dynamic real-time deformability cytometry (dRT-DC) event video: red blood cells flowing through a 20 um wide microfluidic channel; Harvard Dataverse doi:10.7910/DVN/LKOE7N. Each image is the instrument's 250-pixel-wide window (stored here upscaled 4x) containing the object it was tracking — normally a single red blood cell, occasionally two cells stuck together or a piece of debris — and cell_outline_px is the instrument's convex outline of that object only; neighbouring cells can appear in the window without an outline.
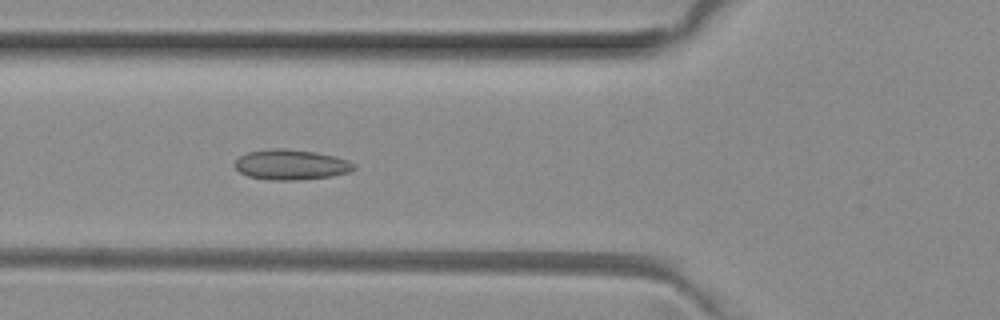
{"species": "common noctule bat (a hibernating species)", "species_latin": "Nyctalus noctula", "temperature_condition": "room temperature", "stored_images_in_passage": 6, "camera_frame_rate_fps": 3000, "um_per_image_px": 0.085, "animal": {"sex": "female", "body_mass_g": 29.2, "forearm_length_mm": 56.3}, "frame": {"image": 1, "passage_image": 5, "time_ms": 1.333, "image_size_px": [1000, 320], "cell_outline_px": [[356, 168], [348, 172], [332, 176], [300, 180], [268, 180], [248, 176], [240, 172], [236, 168], [236, 160], [240, 156], [248, 152], [272, 148], [284, 148], [316, 152], [348, 160], [356, 164]], "centroid_in_image_um": [24.75, 14.0], "position_along_channel_um": 101.0, "area_um2": 20.98}}
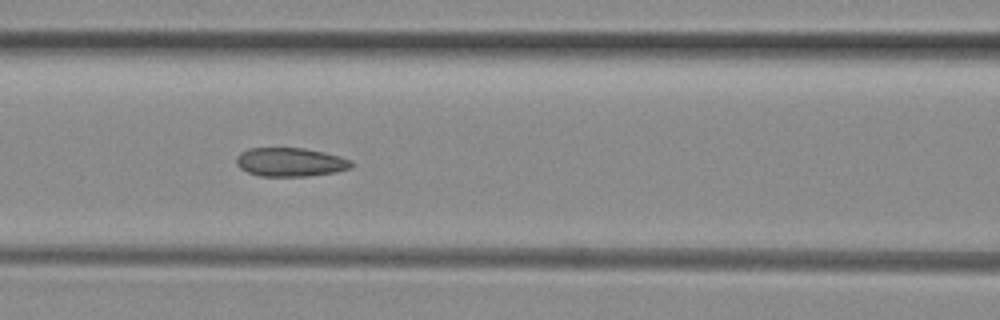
{"frame": {"image": 2, "passage_image": 6, "time_ms": 1.667, "image_size_px": [1000, 320], "cell_outline_px": [[356, 164], [352, 168], [336, 172], [308, 176], [260, 176], [248, 172], [240, 168], [236, 164], [236, 156], [240, 152], [248, 148], [304, 148], [324, 152], [340, 156], [352, 160]], "centroid_in_image_um": [24.71, 13.78], "position_along_channel_um": 141.9, "area_um2": 19.54}}